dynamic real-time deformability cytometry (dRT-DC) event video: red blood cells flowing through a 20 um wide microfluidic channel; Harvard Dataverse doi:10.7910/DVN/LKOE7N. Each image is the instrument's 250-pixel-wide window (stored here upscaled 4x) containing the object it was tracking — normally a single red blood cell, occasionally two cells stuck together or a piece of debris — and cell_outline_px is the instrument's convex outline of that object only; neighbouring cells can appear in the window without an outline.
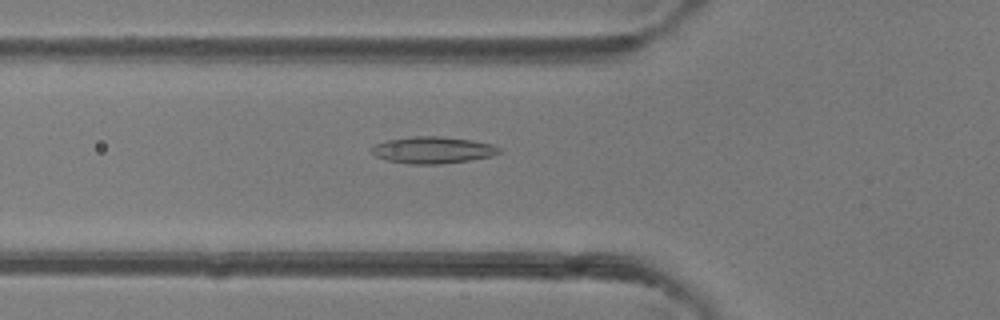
{"species": "common noctule bat (a hibernating species)", "species_latin": "Nyctalus noctula", "temperature_condition": "room temperature", "stored_images_in_passage": 45, "camera_frame_rate_fps": 3000, "um_per_image_px": 0.085, "animal": {"sex": "female"}, "frame": {"image": 1, "passage_image": 13, "time_ms": 4.0, "image_size_px": [1000, 320], "cell_outline_px": [[504, 152], [492, 156], [468, 160], [440, 164], [408, 164], [388, 160], [376, 156], [368, 148], [376, 144], [388, 140], [412, 136], [436, 136], [472, 140], [492, 144], [504, 148]], "centroid_in_image_um": [36.83, 12.75], "position_along_channel_um": 89.0, "area_um2": 20.0}}
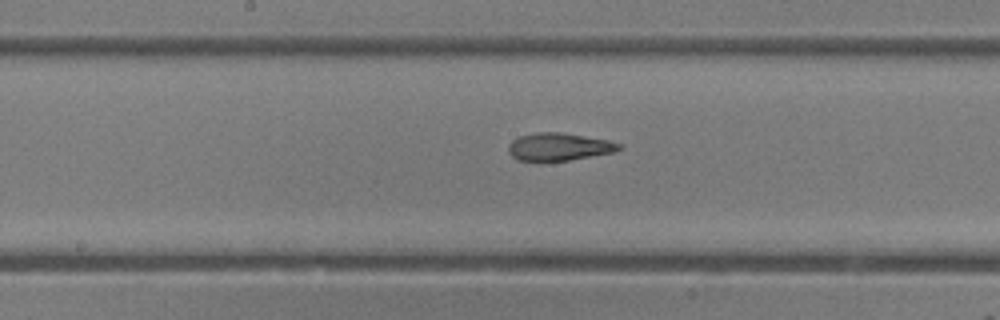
{"frame": {"image": 2, "passage_image": 21, "time_ms": 6.667, "image_size_px": [1000, 320], "cell_outline_px": [[624, 148], [612, 152], [568, 160], [516, 160], [508, 152], [508, 144], [512, 140], [520, 136], [536, 132], [560, 132], [608, 140], [620, 144]], "centroid_in_image_um": [47.48, 12.46], "position_along_channel_um": 200.7, "area_um2": 17.57}}
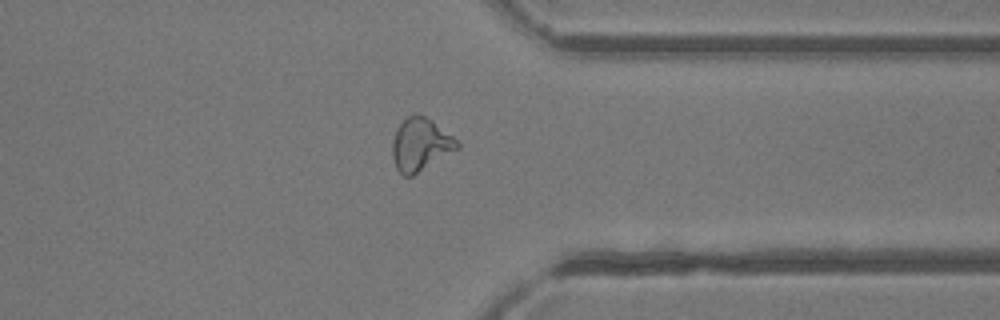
{"frame": {"image": 3, "passage_image": 34, "time_ms": 11.0, "image_size_px": [1000, 320], "cell_outline_px": [[460, 148], [412, 176], [404, 176], [396, 168], [392, 156], [392, 140], [400, 124], [408, 116], [416, 112], [432, 120], [452, 136], [460, 144]], "centroid_in_image_um": [35.74, 12.29], "position_along_channel_um": 375.7, "area_um2": 19.83}, "authors_computed_cell_mechanics": {"area_um2": 19.5942, "velocity_mm_per_s": 4.1474, "shape_relaxation_time_tau1_ms": null, "shape_relaxation_time_tau2_ms": 2.6402, "deformation_change_tau1": null, "deformation_change_tau2": 0.1139}}